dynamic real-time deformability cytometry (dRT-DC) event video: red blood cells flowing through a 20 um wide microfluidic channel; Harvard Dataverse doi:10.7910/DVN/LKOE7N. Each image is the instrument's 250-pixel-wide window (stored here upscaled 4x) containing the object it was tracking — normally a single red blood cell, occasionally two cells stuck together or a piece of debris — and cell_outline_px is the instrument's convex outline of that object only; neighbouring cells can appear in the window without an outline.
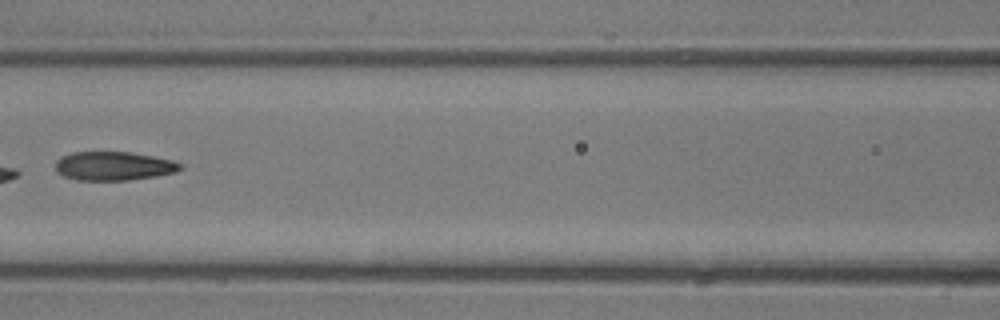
{"species": "common noctule bat (a hibernating species)", "species_latin": "Nyctalus noctula", "temperature_condition": "room temperature", "stored_images_in_passage": 7, "camera_frame_rate_fps": 3000, "um_per_image_px": 0.085, "animal": {"sex": "male", "body_mass_g": 13.3}, "frame": {"image": 1, "passage_image": 7, "time_ms": 6.667, "image_size_px": [1000, 320], "cell_outline_px": [[180, 168], [176, 172], [156, 176], [128, 180], [76, 180], [64, 176], [56, 172], [56, 160], [60, 156], [72, 152], [132, 152], [172, 160], [180, 164]], "centroid_in_image_um": [9.61, 14.11], "position_along_channel_um": 157.0, "area_um2": 20.92}}